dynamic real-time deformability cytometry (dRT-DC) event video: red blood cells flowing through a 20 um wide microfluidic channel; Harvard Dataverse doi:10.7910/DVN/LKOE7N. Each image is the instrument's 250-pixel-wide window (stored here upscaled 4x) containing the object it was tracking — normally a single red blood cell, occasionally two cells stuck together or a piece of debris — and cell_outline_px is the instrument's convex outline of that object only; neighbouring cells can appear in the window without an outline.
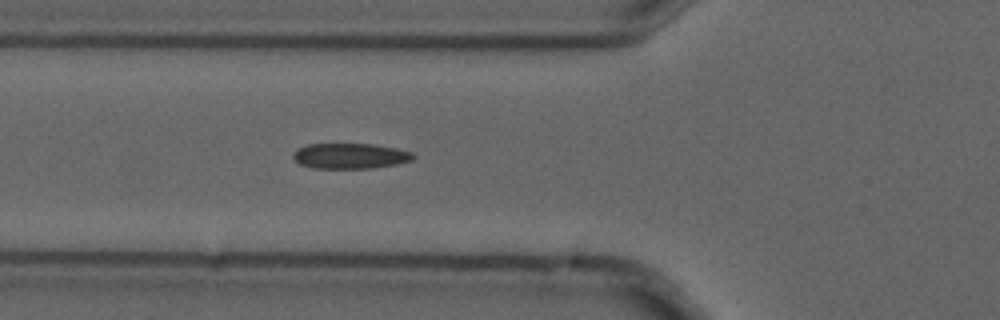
{"species": "common noctule bat (a hibernating species)", "species_latin": "Nyctalus noctula", "temperature_condition": "cold", "stored_images_in_passage": 5, "camera_frame_rate_fps": 3000, "um_per_image_px": 0.085, "animal": {"sex": "male", "forearm_length_mm": 52.5}, "frame": {"image": 1, "passage_image": 5, "time_ms": 1.333, "image_size_px": [1000, 320], "cell_outline_px": [[416, 156], [412, 160], [396, 164], [372, 168], [312, 168], [300, 164], [292, 156], [296, 148], [308, 144], [372, 144], [396, 148], [412, 152]], "centroid_in_image_um": [29.76, 13.25], "position_along_channel_um": 96.0, "area_um2": 17.8}}